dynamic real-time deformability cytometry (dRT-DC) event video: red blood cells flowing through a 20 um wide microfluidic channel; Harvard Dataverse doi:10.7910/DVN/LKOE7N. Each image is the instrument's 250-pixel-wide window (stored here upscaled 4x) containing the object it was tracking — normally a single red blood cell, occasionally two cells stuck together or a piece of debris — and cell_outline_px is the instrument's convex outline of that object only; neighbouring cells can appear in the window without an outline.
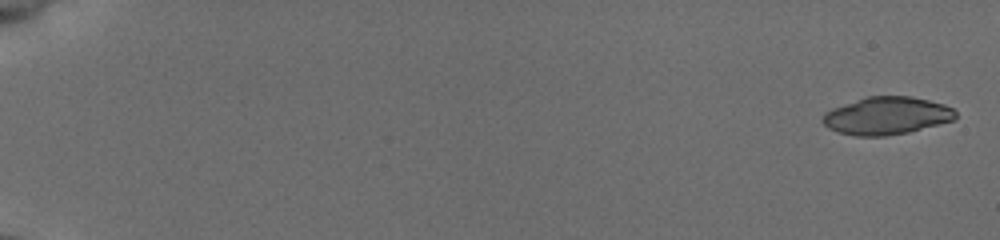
{"species": "common noctule bat (a hibernating species)", "species_latin": "Nyctalus noctula", "temperature_condition": "cold", "stored_images_in_passage": 24, "camera_frame_rate_fps": 3000, "um_per_image_px": 0.085, "animal": {"sex": "female", "body_mass_g": 19.5, "forearm_length_mm": 54.1}, "frame": {"image": 1, "passage_image": 1, "time_ms": 0.0, "image_size_px": [1000, 240], "cell_outline_px": [[956, 120], [908, 132], [884, 136], [856, 136], [840, 132], [828, 128], [820, 120], [824, 112], [832, 108], [868, 96], [912, 96], [944, 104], [952, 108], [956, 112]], "centroid_in_image_um": [75.37, 9.84], "position_along_channel_um": 9.6, "area_um2": 29.19}}
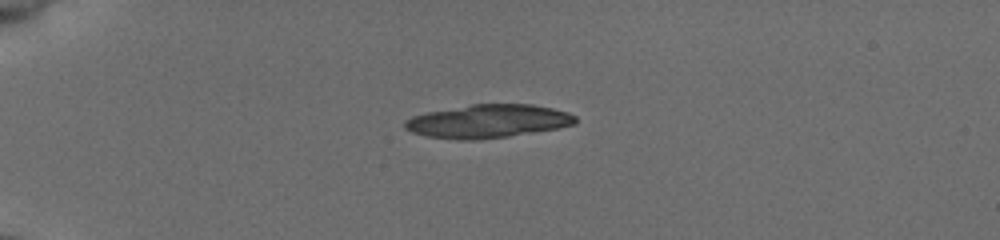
{"frame": {"image": 2, "passage_image": 15, "time_ms": 4.667, "image_size_px": [1000, 240], "cell_outline_px": [[576, 124], [556, 128], [508, 136], [480, 140], [456, 140], [428, 136], [412, 132], [404, 128], [404, 120], [412, 116], [428, 112], [472, 104], [532, 104], [552, 108], [568, 112], [576, 116]], "centroid_in_image_um": [41.46, 10.3], "position_along_channel_um": 43.5, "area_um2": 33.06}}